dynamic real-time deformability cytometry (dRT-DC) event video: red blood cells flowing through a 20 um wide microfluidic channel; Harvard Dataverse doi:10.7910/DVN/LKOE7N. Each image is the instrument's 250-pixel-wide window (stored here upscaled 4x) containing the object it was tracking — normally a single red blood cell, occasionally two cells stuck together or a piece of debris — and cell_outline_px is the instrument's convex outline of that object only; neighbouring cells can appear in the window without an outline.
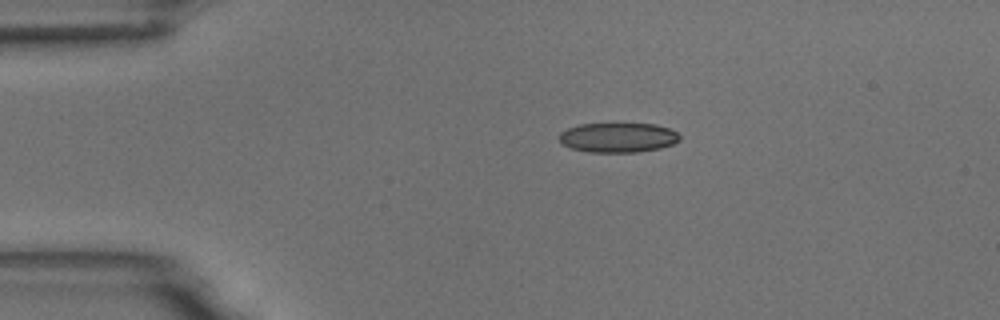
{"species": "common noctule bat (a hibernating species)", "species_latin": "Nyctalus noctula", "temperature_condition": "room temperature", "stored_images_in_passage": 3, "camera_frame_rate_fps": 3000, "um_per_image_px": 0.085, "animal": {"sex": "male", "body_mass_g": 18.8}, "frame": {"image": 1, "passage_image": 1, "time_ms": 0.0, "image_size_px": [1000, 320], "cell_outline_px": [[680, 140], [672, 144], [660, 148], [636, 152], [588, 152], [572, 148], [560, 144], [560, 132], [568, 128], [580, 124], [656, 124], [668, 128], [676, 132], [680, 136]], "centroid_in_image_um": [52.52, 11.69], "position_along_channel_um": 32.5, "area_um2": 20.75}}
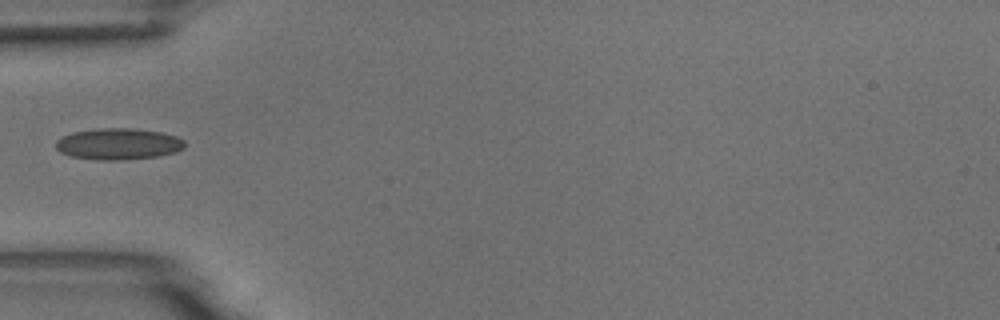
{"frame": {"image": 2, "passage_image": 3, "time_ms": 2.333, "image_size_px": [1000, 320], "cell_outline_px": [[184, 148], [176, 152], [156, 156], [120, 160], [96, 160], [68, 156], [60, 152], [56, 148], [56, 140], [72, 132], [100, 128], [128, 128], [160, 132], [176, 136], [184, 140]], "centroid_in_image_um": [10.03, 12.24], "position_along_channel_um": 75.0, "area_um2": 23.52}}